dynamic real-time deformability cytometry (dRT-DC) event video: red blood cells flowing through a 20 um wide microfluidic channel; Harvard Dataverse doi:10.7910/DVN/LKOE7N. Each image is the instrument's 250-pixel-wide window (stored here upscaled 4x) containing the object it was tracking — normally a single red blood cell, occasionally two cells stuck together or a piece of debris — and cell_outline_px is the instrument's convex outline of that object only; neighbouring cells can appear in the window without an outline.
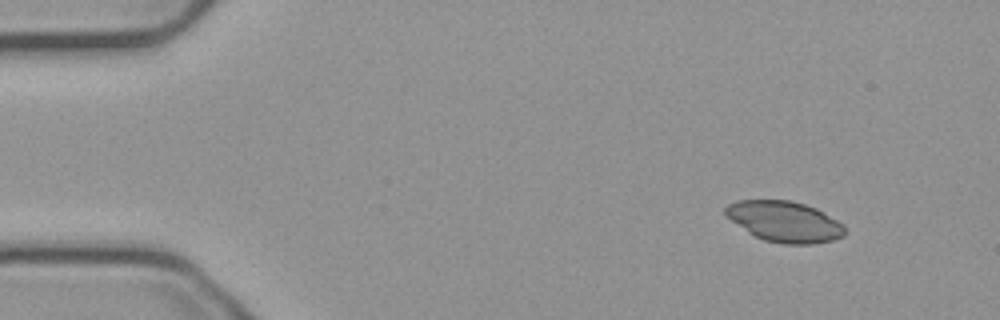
{"species": "common noctule bat (a hibernating species)", "species_latin": "Nyctalus noctula", "temperature_condition": "cold", "stored_images_in_passage": 50, "camera_frame_rate_fps": 3000, "um_per_image_px": 0.085, "animal": {"sex": "male", "body_mass_g": 23.1, "forearm_length_mm": 52.7}, "frame": {"image": 1, "passage_image": 1, "time_ms": 0.0, "image_size_px": [1000, 320], "cell_outline_px": [[844, 236], [832, 240], [812, 244], [784, 244], [764, 240], [748, 232], [724, 216], [724, 208], [728, 204], [736, 200], [792, 200], [816, 208], [824, 212], [844, 224]], "centroid_in_image_um": [66.66, 18.82], "position_along_channel_um": 18.3, "area_um2": 28.5}}